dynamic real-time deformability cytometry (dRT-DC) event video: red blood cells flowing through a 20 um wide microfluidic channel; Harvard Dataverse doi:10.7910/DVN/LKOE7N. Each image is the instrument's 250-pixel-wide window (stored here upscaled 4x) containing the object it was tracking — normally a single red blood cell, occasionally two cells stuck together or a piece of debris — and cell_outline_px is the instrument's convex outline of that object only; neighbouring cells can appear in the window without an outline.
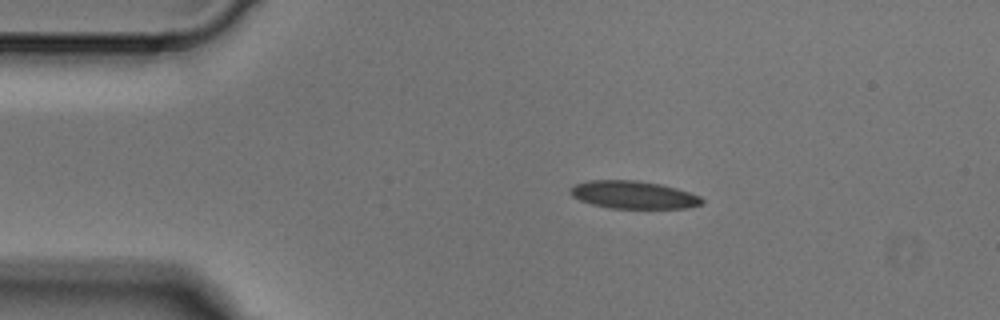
{"species": "Egyptian fruit bat (a non-hibernating species)", "species_latin": "Rousettus aegyptiacus", "temperature_condition": "cold", "stored_images_in_passage": 2, "camera_frame_rate_fps": 3000, "um_per_image_px": 0.085, "animal": {"sex": "male"}, "frame": {"image": 1, "passage_image": 1, "time_ms": 0.0, "image_size_px": [1000, 320], "cell_outline_px": [[704, 204], [688, 208], [608, 208], [592, 204], [580, 200], [572, 196], [568, 192], [568, 188], [576, 184], [588, 180], [636, 180], [660, 184], [676, 188], [700, 196], [704, 200]], "centroid_in_image_um": [53.82, 16.56], "position_along_channel_um": 31.2, "area_um2": 21.39}}